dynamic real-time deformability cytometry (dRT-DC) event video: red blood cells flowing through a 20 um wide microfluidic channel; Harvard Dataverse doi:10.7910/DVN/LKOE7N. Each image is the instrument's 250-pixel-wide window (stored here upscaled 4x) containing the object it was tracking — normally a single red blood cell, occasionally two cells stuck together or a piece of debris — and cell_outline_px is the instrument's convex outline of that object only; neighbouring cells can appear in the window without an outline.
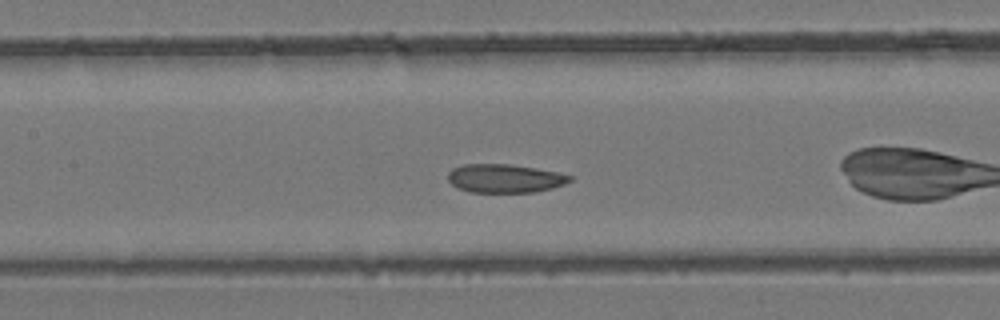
{"species": "common noctule bat (a hibernating species)", "species_latin": "Nyctalus noctula", "temperature_condition": "room temperature", "stored_images_in_passage": 27, "camera_frame_rate_fps": 3000, "um_per_image_px": 0.085, "animal": {"sex": "female", "body_mass_g": 24.6, "forearm_length_mm": 56.2}, "frame": {"image": 1, "passage_image": 12, "time_ms": 3.667, "image_size_px": [1000, 320], "cell_outline_px": [[572, 180], [564, 184], [552, 188], [536, 192], [472, 192], [456, 188], [448, 180], [448, 172], [452, 168], [464, 164], [508, 164], [536, 168], [560, 172], [572, 176]], "centroid_in_image_um": [42.91, 15.16], "position_along_channel_um": 164.5, "area_um2": 20.4}}